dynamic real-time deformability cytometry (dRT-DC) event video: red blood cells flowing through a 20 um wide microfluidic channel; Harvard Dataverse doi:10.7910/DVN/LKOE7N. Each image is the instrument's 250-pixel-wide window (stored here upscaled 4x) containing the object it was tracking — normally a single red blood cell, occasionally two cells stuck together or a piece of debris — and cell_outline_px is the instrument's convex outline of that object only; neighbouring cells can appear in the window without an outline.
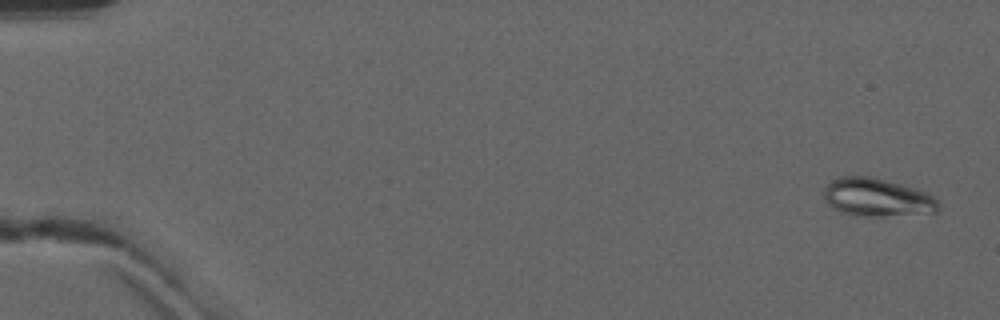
{"species": "common noctule bat (a hibernating species)", "species_latin": "Nyctalus noctula", "temperature_condition": "warm", "stored_images_in_passage": 50, "camera_frame_rate_fps": 3000, "um_per_image_px": 0.085, "animal": {"sex": "male", "forearm_length_mm": 52.5}, "frame": {"image": 1, "passage_image": 2, "time_ms": 0.333, "image_size_px": [1000, 320], "cell_outline_px": [[940, 212], [880, 216], [864, 216], [840, 212], [832, 208], [828, 204], [824, 196], [824, 188], [832, 180], [840, 176], [872, 176], [916, 188], [928, 192], [940, 204]], "centroid_in_image_um": [74.57, 16.77], "position_along_channel_um": 10.4, "area_um2": 25.61}}
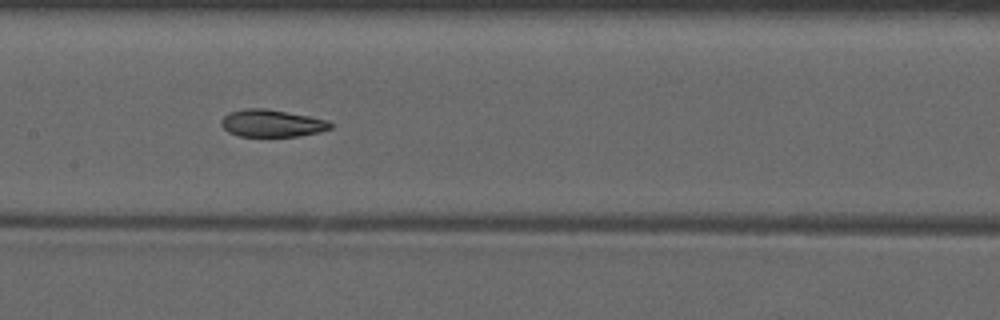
{"frame": {"image": 2, "passage_image": 26, "time_ms": 8.333, "image_size_px": [1000, 320], "cell_outline_px": [[332, 128], [320, 132], [300, 136], [240, 136], [228, 132], [220, 124], [224, 116], [228, 112], [244, 108], [264, 108], [308, 116], [328, 120], [332, 124]], "centroid_in_image_um": [23.1, 10.48], "position_along_channel_um": 184.3, "area_um2": 17.34}}
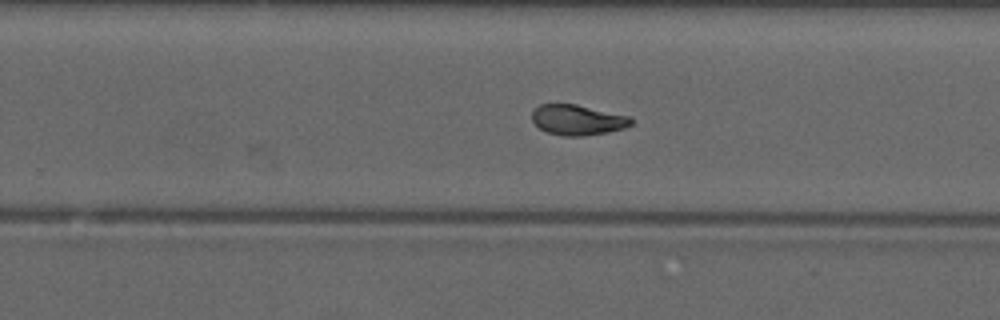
{"frame": {"image": 3, "passage_image": 33, "time_ms": 10.667, "image_size_px": [1000, 320], "cell_outline_px": [[632, 124], [624, 128], [608, 132], [584, 136], [564, 136], [548, 132], [540, 128], [532, 120], [532, 112], [540, 104], [576, 104], [632, 116]], "centroid_in_image_um": [49.13, 10.19], "position_along_channel_um": 280.7, "area_um2": 17.57}, "authors_computed_cell_mechanics": {"area_um2": 18.4382, "velocity_mm_per_s": 4.16, "shape_relaxation_time_tau1_ms": 8.7537, "shape_relaxation_time_tau2_ms": 1.445, "deformation_change_tau1": 0.2397, "deformation_change_tau2": 0.0651}}